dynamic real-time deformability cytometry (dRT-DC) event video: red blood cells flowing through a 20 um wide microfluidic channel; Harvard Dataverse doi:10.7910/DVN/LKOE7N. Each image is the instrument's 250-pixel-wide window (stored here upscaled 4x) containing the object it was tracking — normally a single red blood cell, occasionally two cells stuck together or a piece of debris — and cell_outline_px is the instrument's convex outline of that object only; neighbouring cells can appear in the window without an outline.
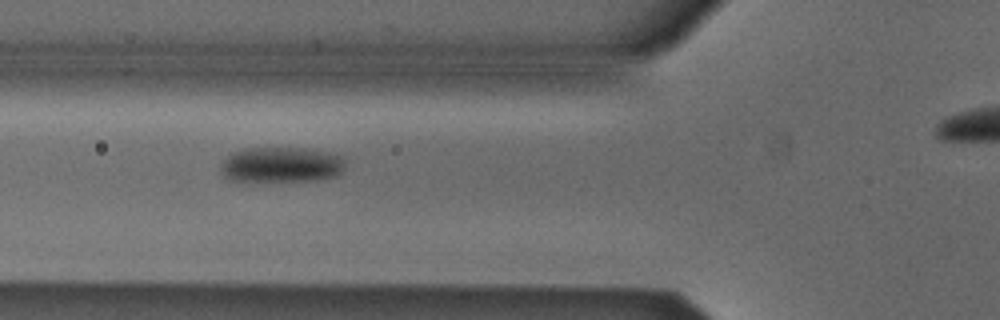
{"species": "Egyptian fruit bat (a non-hibernating species)", "species_latin": "Rousettus aegyptiacus", "temperature_condition": "cold", "stored_images_in_passage": 30, "camera_frame_rate_fps": 3000, "um_per_image_px": 0.085, "animal": {"sex": "male"}, "frame": {"image": 1, "passage_image": 3, "time_ms": 0.667, "image_size_px": [1000, 320], "cell_outline_px": [[344, 168], [336, 176], [316, 180], [228, 180], [220, 172], [220, 164], [232, 152], [244, 148], [308, 148], [328, 152], [344, 156]], "centroid_in_image_um": [23.91, 13.98], "position_along_channel_um": 101.9, "area_um2": 25.66}}
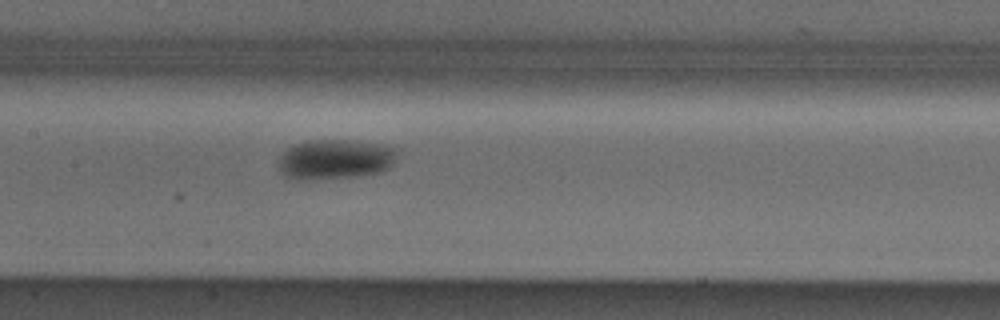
{"frame": {"image": 2, "passage_image": 9, "time_ms": 2.667, "image_size_px": [1000, 320], "cell_outline_px": [[400, 148], [396, 160], [388, 168], [380, 172], [352, 176], [308, 180], [296, 180], [284, 176], [280, 168], [280, 156], [292, 144], [308, 140], [352, 140], [384, 144]], "centroid_in_image_um": [28.53, 13.52], "position_along_channel_um": 178.9, "area_um2": 27.92}}
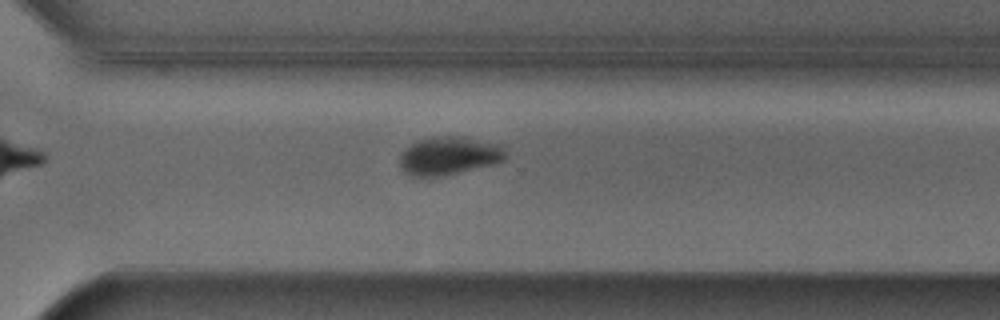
{"frame": {"image": 3, "passage_image": 21, "time_ms": 6.667, "image_size_px": [1000, 320], "cell_outline_px": [[508, 156], [504, 160], [492, 164], [440, 176], [412, 176], [404, 172], [400, 168], [400, 156], [416, 140], [432, 136], [464, 136], [500, 144], [508, 152]], "centroid_in_image_um": [38.2, 13.22], "position_along_channel_um": 332.4, "area_um2": 23.58}}